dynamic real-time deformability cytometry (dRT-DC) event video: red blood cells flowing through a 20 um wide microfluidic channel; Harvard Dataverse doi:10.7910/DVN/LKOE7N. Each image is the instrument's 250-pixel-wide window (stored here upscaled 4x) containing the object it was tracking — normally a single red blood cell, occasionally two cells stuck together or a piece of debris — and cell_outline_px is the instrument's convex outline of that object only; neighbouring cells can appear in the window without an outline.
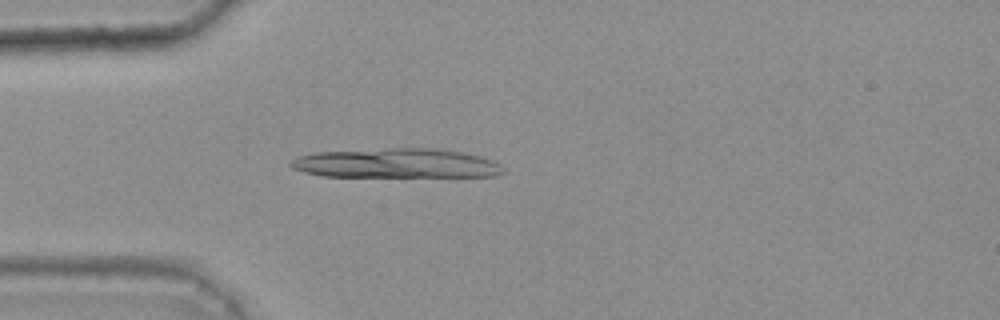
{"species": "common noctule bat (a hibernating species)", "species_latin": "Nyctalus noctula", "temperature_condition": "warm", "stored_images_in_passage": 44, "camera_frame_rate_fps": 3000, "um_per_image_px": 0.085, "animal": {"sex": "female", "body_mass_g": 25.1}, "frame": {"image": 1, "passage_image": 13, "time_ms": 4.0, "image_size_px": [1000, 320], "cell_outline_px": [[504, 172], [496, 176], [324, 176], [304, 172], [292, 168], [288, 164], [296, 156], [316, 152], [388, 148], [436, 148], [464, 152], [480, 156], [492, 160], [500, 164], [504, 168]], "centroid_in_image_um": [33.69, 13.87], "position_along_channel_um": 51.3, "area_um2": 36.59}}